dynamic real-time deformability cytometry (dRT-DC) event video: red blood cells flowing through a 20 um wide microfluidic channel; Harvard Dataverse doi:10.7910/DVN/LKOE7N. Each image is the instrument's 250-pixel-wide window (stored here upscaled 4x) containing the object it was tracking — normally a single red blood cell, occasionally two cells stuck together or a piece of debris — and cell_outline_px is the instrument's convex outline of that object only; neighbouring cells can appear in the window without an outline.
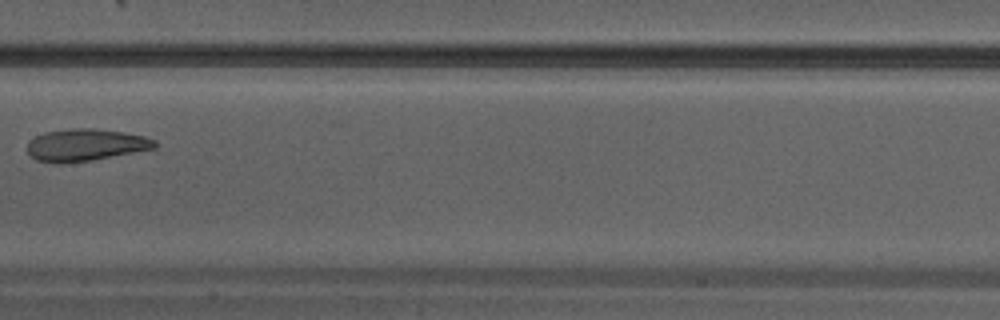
{"species": "Egyptian fruit bat (a non-hibernating species)", "species_latin": "Rousettus aegyptiacus", "temperature_condition": "warm", "stored_images_in_passage": 39, "camera_frame_rate_fps": 3000, "um_per_image_px": 0.085, "animal": {"sex": "male"}, "frame": {"image": 1, "passage_image": 14, "time_ms": 4.333, "image_size_px": [1000, 320], "cell_outline_px": [[156, 148], [92, 160], [64, 164], [60, 164], [36, 160], [28, 152], [28, 140], [44, 132], [72, 128], [92, 128], [124, 132], [144, 136], [156, 140]], "centroid_in_image_um": [7.26, 12.32], "position_along_channel_um": 200.1, "area_um2": 23.93}}
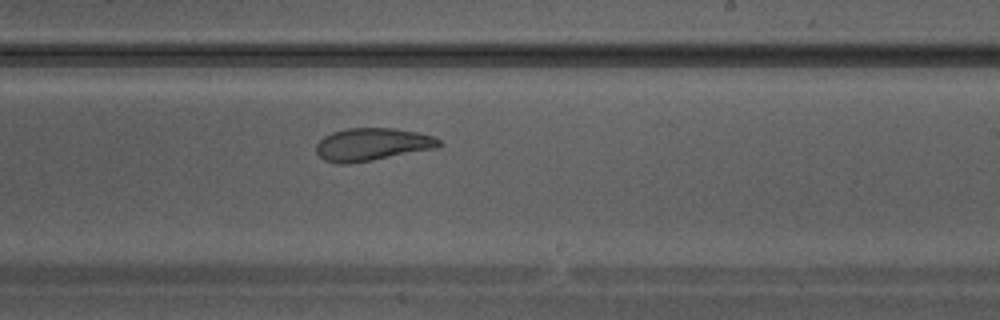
{"frame": {"image": 2, "passage_image": 17, "time_ms": 5.333, "image_size_px": [1000, 320], "cell_outline_px": [[444, 144], [436, 148], [372, 160], [348, 164], [336, 164], [324, 160], [316, 152], [316, 144], [324, 136], [332, 132], [348, 128], [396, 128], [416, 132], [432, 136], [440, 140]], "centroid_in_image_um": [31.62, 12.27], "position_along_channel_um": 257.4, "area_um2": 23.41}}